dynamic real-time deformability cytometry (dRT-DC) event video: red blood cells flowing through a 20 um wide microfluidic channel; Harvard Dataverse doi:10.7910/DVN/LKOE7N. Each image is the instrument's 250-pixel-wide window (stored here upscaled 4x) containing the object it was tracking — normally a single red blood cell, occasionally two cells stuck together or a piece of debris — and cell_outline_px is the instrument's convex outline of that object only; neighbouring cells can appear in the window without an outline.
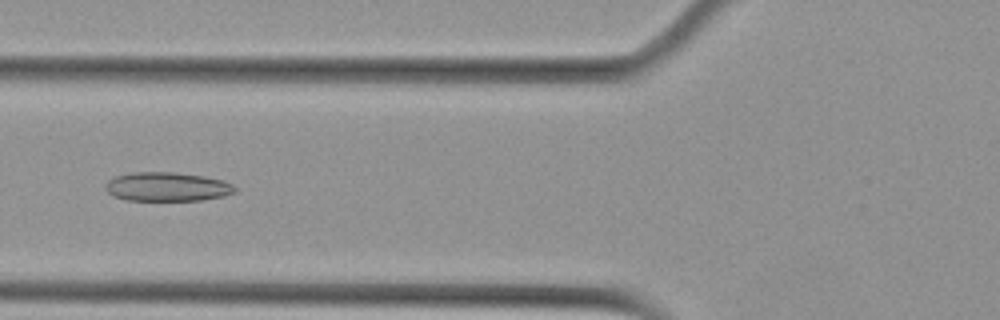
{"species": "Egyptian fruit bat (a non-hibernating species)", "species_latin": "Rousettus aegyptiacus", "temperature_condition": "cold", "stored_images_in_passage": 8, "camera_frame_rate_fps": 3000, "um_per_image_px": 0.085, "animal": {"sex": "female"}, "frame": {"image": 1, "passage_image": 5, "time_ms": 1.333, "image_size_px": [1000, 320], "cell_outline_px": [[236, 192], [224, 196], [200, 200], [128, 200], [112, 196], [104, 188], [104, 184], [108, 180], [116, 176], [132, 172], [172, 172], [204, 176], [220, 180], [232, 184], [236, 188]], "centroid_in_image_um": [14.17, 15.87], "position_along_channel_um": 111.6, "area_um2": 21.85}}
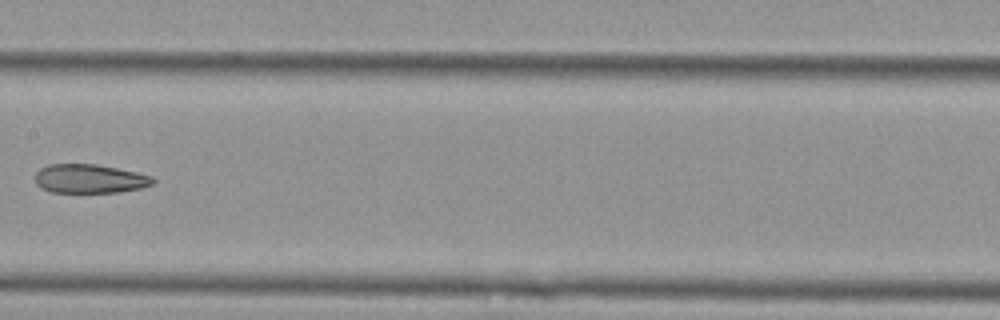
{"frame": {"image": 2, "passage_image": 7, "time_ms": 2.0, "image_size_px": [1000, 320], "cell_outline_px": [[156, 180], [152, 184], [140, 188], [120, 192], [52, 192], [40, 188], [36, 184], [36, 172], [40, 168], [48, 164], [96, 164], [136, 172], [152, 176]], "centroid_in_image_um": [7.61, 15.19], "position_along_channel_um": 199.8, "area_um2": 19.83}}
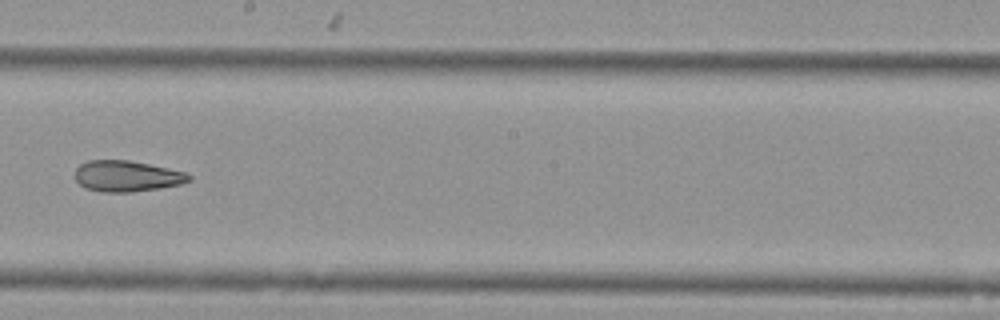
{"frame": {"image": 3, "passage_image": 8, "time_ms": 2.333, "image_size_px": [1000, 320], "cell_outline_px": [[192, 180], [180, 184], [160, 188], [132, 192], [100, 192], [84, 188], [76, 180], [76, 168], [80, 164], [88, 160], [128, 160], [168, 168], [184, 172], [192, 176]], "centroid_in_image_um": [10.77, 14.98], "position_along_channel_um": 237.4, "area_um2": 20.58}}